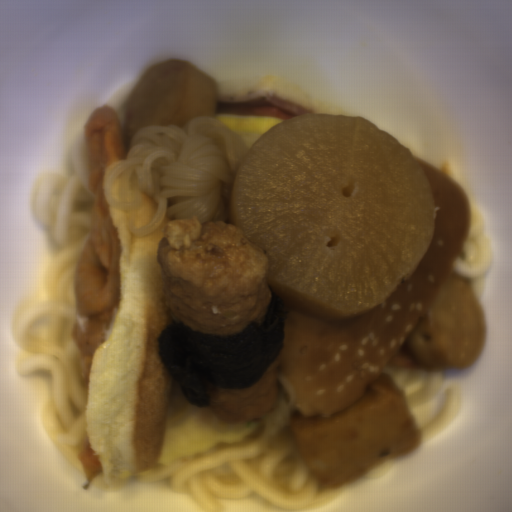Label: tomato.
Returning a JSON list of instances; mask_svg holds the SVG:
<instances>
[{"instance_id":"obj_1","label":"tomato","mask_w":512,"mask_h":512,"mask_svg":"<svg viewBox=\"0 0 512 512\" xmlns=\"http://www.w3.org/2000/svg\"><path fill=\"white\" fill-rule=\"evenodd\" d=\"M216 113L223 115L256 117L277 120H291L296 117L275 107H217Z\"/></svg>"}]
</instances>
